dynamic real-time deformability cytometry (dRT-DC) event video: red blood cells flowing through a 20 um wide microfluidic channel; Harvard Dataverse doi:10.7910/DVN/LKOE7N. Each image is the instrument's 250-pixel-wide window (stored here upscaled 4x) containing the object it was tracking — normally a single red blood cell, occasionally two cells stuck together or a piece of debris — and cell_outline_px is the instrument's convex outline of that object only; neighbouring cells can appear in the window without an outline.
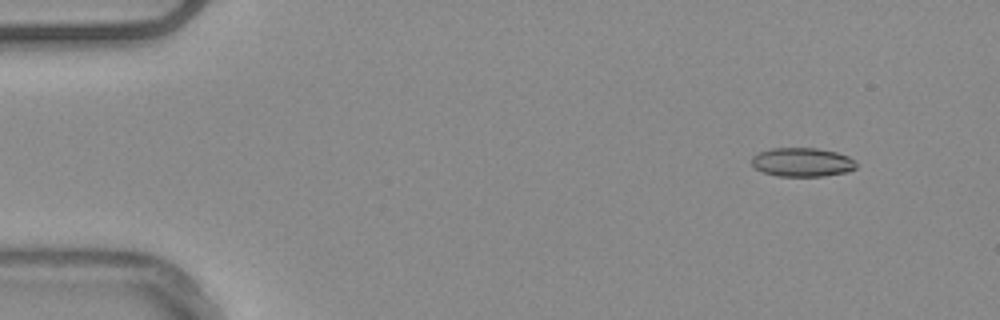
{"species": "common noctule bat (a hibernating species)", "species_latin": "Nyctalus noctula", "temperature_condition": "warm", "stored_images_in_passage": 55, "camera_frame_rate_fps": 3000, "um_per_image_px": 0.085, "animal": {"sex": "male", "body_mass_g": 20.4}, "frame": {"image": 1, "passage_image": 6, "time_ms": 1.667, "image_size_px": [1000, 320], "cell_outline_px": [[856, 168], [844, 172], [824, 176], [776, 176], [764, 172], [756, 168], [752, 164], [752, 156], [760, 152], [772, 148], [816, 148], [836, 152], [848, 156], [856, 160]], "centroid_in_image_um": [68.2, 13.78], "position_along_channel_um": 16.8, "area_um2": 17.51}}
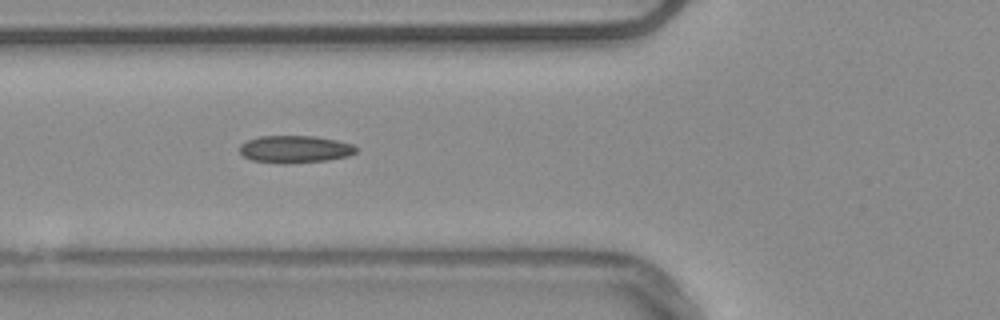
{"frame": {"image": 2, "passage_image": 21, "time_ms": 6.667, "image_size_px": [1000, 320], "cell_outline_px": [[356, 152], [348, 156], [328, 160], [252, 160], [244, 156], [240, 152], [240, 144], [248, 140], [260, 136], [316, 136], [336, 140], [352, 144], [356, 148]], "centroid_in_image_um": [25.1, 12.62], "position_along_channel_um": 100.7, "area_um2": 17.4}}
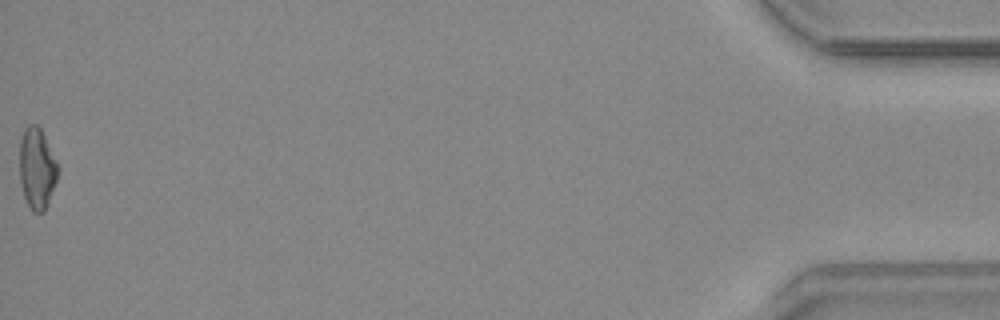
{"frame": {"image": 3, "passage_image": 55, "time_ms": 18.0, "image_size_px": [1000, 320], "cell_outline_px": [[60, 168], [56, 180], [44, 212], [32, 212], [24, 196], [20, 184], [20, 140], [24, 128], [28, 124], [36, 124], [40, 128]], "centroid_in_image_um": [3.13, 14.3], "position_along_channel_um": 432.1, "area_um2": 17.98}, "authors_computed_cell_mechanics": {"area_um2": 17.8024, "velocity_mm_per_s": 3.7976, "shape_relaxation_time_tau1_ms": 8.9856, "shape_relaxation_time_tau2_ms": 2.4568, "deformation_change_tau1": 0.2004, "deformation_change_tau2": 0.0873}}